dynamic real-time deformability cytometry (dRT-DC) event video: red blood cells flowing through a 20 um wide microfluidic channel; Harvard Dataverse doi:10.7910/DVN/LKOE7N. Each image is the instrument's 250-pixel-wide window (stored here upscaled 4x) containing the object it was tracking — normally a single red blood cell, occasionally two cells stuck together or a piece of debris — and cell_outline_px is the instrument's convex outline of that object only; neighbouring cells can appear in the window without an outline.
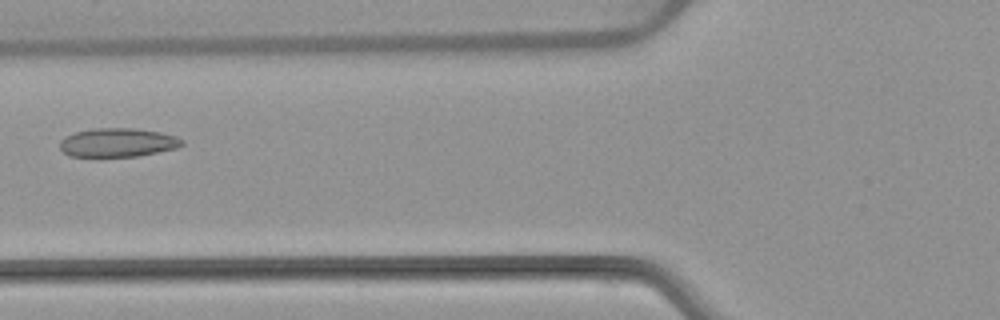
{"species": "common noctule bat (a hibernating species)", "species_latin": "Nyctalus noctula", "temperature_condition": "warm", "stored_images_in_passage": 5, "camera_frame_rate_fps": 3000, "um_per_image_px": 0.085, "animal": {"sex": "female", "body_mass_g": 22.7, "forearm_length_mm": 54.2}, "frame": {"image": 1, "passage_image": 4, "time_ms": 3.667, "image_size_px": [1000, 320], "cell_outline_px": [[184, 144], [176, 148], [136, 156], [68, 156], [60, 148], [60, 140], [64, 136], [76, 132], [92, 128], [132, 128], [160, 132], [176, 136], [184, 140]], "centroid_in_image_um": [9.99, 12.1], "position_along_channel_um": 115.8, "area_um2": 20.4}}
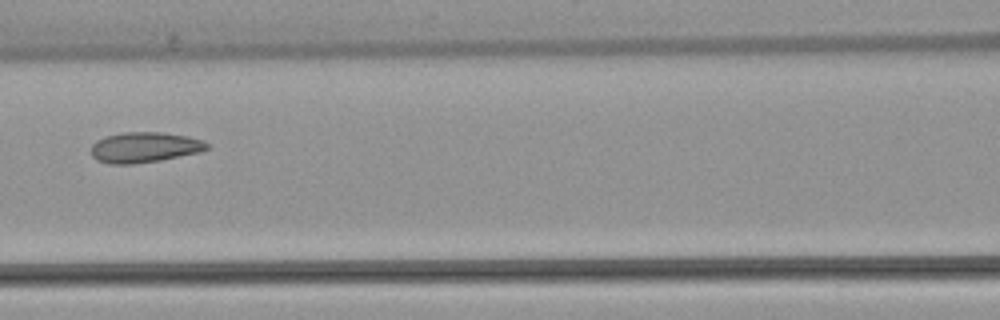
{"frame": {"image": 2, "passage_image": 5, "time_ms": 4.667, "image_size_px": [1000, 320], "cell_outline_px": [[208, 148], [200, 152], [160, 160], [132, 164], [108, 164], [96, 160], [92, 156], [92, 144], [96, 140], [104, 136], [124, 132], [160, 132], [188, 136], [204, 140], [208, 144]], "centroid_in_image_um": [12.26, 12.52], "position_along_channel_um": 154.3, "area_um2": 20.63}}